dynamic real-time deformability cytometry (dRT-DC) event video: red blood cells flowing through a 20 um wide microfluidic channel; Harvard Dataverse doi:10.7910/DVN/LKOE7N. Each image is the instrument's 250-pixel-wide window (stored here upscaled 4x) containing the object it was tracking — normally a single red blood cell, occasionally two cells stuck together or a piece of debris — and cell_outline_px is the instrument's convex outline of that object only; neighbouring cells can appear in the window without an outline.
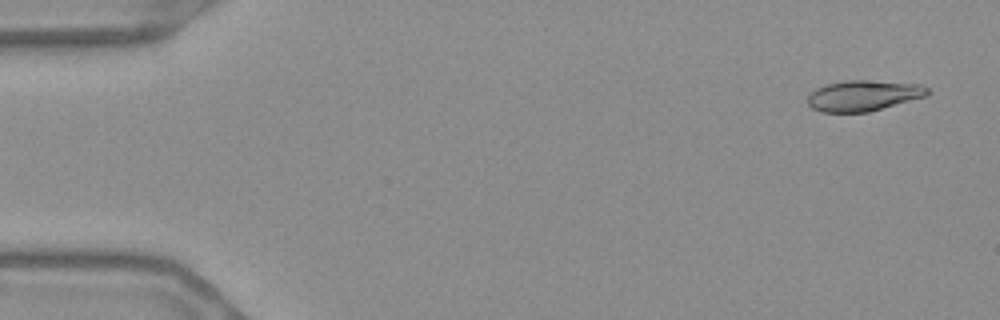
{"species": "Egyptian fruit bat (a non-hibernating species)", "species_latin": "Rousettus aegyptiacus", "temperature_condition": "warm", "stored_images_in_passage": 55, "camera_frame_rate_fps": 3000, "um_per_image_px": 0.085, "frame": {"image": 1, "passage_image": 3, "time_ms": 0.667, "image_size_px": [1000, 320], "cell_outline_px": [[932, 92], [928, 96], [868, 112], [820, 112], [812, 108], [808, 104], [808, 92], [816, 88], [828, 84], [848, 80], [864, 80], [920, 84], [928, 88]], "centroid_in_image_um": [73.4, 8.13], "position_along_channel_um": 11.6, "area_um2": 21.56}}
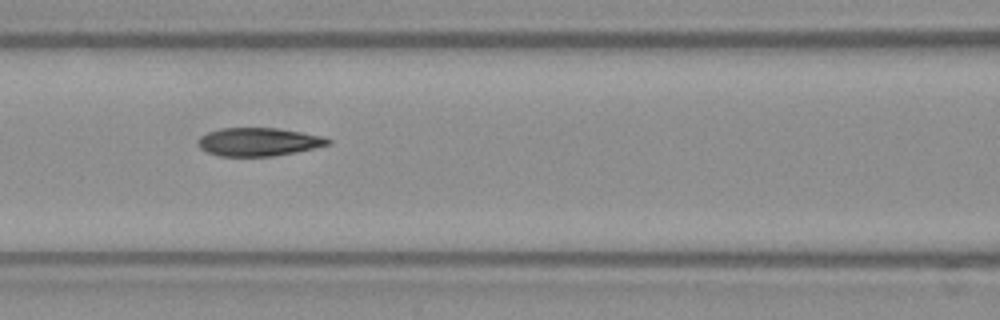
{"frame": {"image": 2, "passage_image": 24, "time_ms": 7.667, "image_size_px": [1000, 320], "cell_outline_px": [[332, 144], [296, 152], [272, 156], [220, 156], [208, 152], [200, 148], [200, 136], [208, 132], [220, 128], [276, 128], [324, 136], [332, 140]], "centroid_in_image_um": [22.03, 12.06], "position_along_channel_um": 144.6, "area_um2": 21.27}}
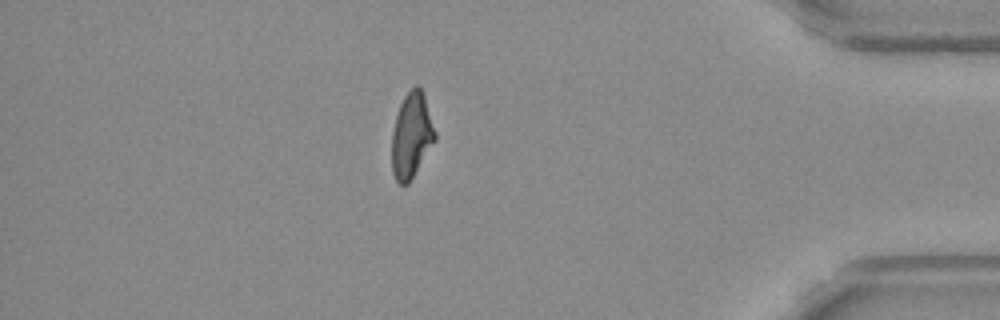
{"frame": {"image": 3, "passage_image": 48, "time_ms": 15.667, "image_size_px": [1000, 320], "cell_outline_px": [[436, 140], [408, 184], [400, 184], [396, 180], [392, 172], [392, 132], [396, 116], [400, 104], [404, 96], [416, 84], [420, 88], [424, 96], [436, 132]], "centroid_in_image_um": [34.98, 11.53], "position_along_channel_um": 400.2, "area_um2": 21.27}, "authors_computed_cell_mechanics": {"area_um2": 21.7328, "velocity_mm_per_s": 3.6785, "shape_relaxation_time_tau1_ms": null, "shape_relaxation_time_tau2_ms": 2.2611, "deformation_change_tau1": null, "deformation_change_tau2": 0.092}}